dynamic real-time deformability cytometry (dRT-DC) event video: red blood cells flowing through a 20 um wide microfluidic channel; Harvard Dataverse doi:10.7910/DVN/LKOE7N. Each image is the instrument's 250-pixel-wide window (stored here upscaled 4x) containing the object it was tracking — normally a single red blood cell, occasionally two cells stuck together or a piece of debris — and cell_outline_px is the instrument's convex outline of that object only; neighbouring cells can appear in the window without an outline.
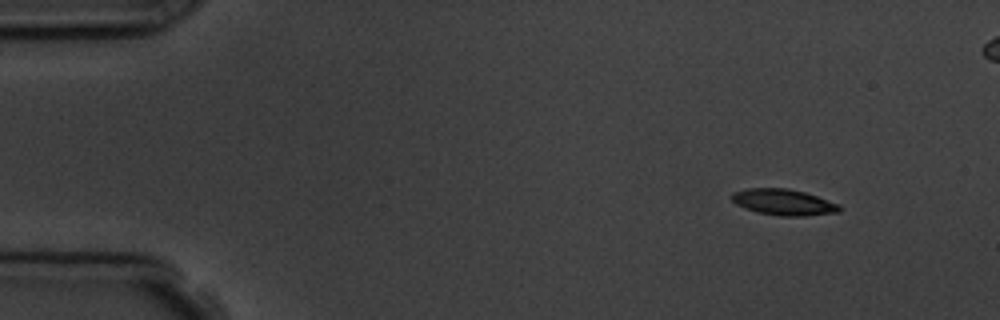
{"species": "common noctule bat (a hibernating species)", "species_latin": "Nyctalus noctula", "temperature_condition": "room temperature", "stored_images_in_passage": 4, "camera_frame_rate_fps": 3000, "um_per_image_px": 0.085, "animal": {"sex": "male", "body_mass_g": 19.5, "forearm_length_mm": 54.6}, "frame": {"image": 1, "passage_image": 1, "time_ms": 0.0, "image_size_px": [1000, 320], "cell_outline_px": [[840, 212], [804, 216], [780, 216], [760, 212], [744, 208], [736, 204], [732, 200], [732, 192], [748, 188], [788, 188], [804, 192], [840, 204]], "centroid_in_image_um": [66.61, 17.18], "position_along_channel_um": 18.4, "area_um2": 16.3}}